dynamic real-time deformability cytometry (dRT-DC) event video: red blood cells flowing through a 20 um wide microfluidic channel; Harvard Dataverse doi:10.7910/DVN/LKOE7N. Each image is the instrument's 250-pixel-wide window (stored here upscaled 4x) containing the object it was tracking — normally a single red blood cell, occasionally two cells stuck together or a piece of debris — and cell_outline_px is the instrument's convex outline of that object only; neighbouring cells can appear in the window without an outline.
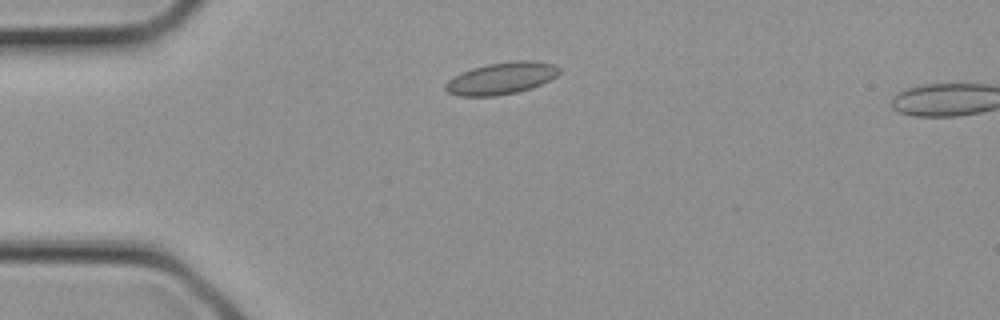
{"species": "common noctule bat (a hibernating species)", "species_latin": "Nyctalus noctula", "temperature_condition": "cold", "stored_images_in_passage": 3, "camera_frame_rate_fps": 3000, "um_per_image_px": 0.085, "animal": {"sex": "female", "body_mass_g": 21.9}, "frame": {"image": 1, "passage_image": 2, "time_ms": 0.333, "image_size_px": [1000, 320], "cell_outline_px": [[560, 72], [556, 76], [532, 88], [516, 92], [496, 96], [460, 96], [448, 92], [444, 88], [444, 84], [448, 80], [460, 72], [472, 68], [488, 64], [512, 60], [536, 60], [552, 64], [560, 68]], "centroid_in_image_um": [42.6, 6.64], "position_along_channel_um": 42.4, "area_um2": 21.27}}